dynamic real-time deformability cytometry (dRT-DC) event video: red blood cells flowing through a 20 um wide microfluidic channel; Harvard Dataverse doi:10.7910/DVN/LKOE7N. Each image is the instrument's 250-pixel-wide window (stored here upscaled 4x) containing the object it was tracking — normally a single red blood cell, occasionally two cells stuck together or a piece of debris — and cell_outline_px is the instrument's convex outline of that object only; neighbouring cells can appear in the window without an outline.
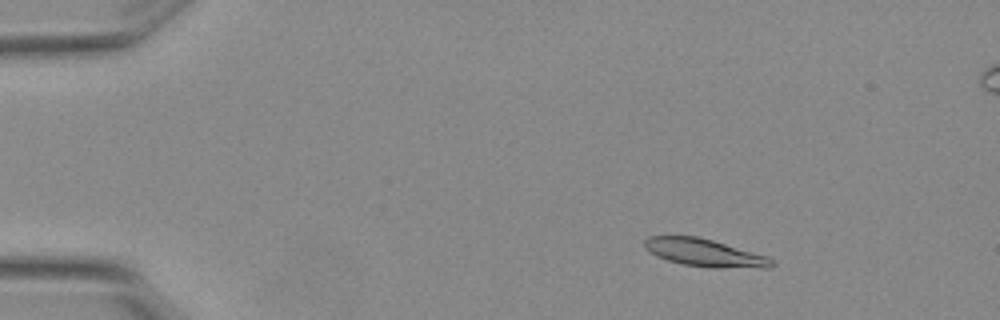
{"species": "Egyptian fruit bat (a non-hibernating species)", "species_latin": "Rousettus aegyptiacus", "temperature_condition": "warm", "stored_images_in_passage": 6, "camera_frame_rate_fps": 3000, "um_per_image_px": 0.085, "animal": {"sex": "female"}, "frame": {"image": 1, "passage_image": 3, "time_ms": 0.667, "image_size_px": [1000, 320], "cell_outline_px": [[776, 264], [772, 268], [712, 268], [684, 264], [668, 260], [656, 256], [644, 248], [644, 240], [648, 236], [696, 236], [712, 240], [768, 256]], "centroid_in_image_um": [59.92, 21.49], "position_along_channel_um": 25.1, "area_um2": 20.58}}